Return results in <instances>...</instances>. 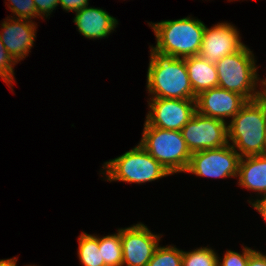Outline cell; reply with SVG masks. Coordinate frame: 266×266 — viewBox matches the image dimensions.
Here are the masks:
<instances>
[{
    "mask_svg": "<svg viewBox=\"0 0 266 266\" xmlns=\"http://www.w3.org/2000/svg\"><path fill=\"white\" fill-rule=\"evenodd\" d=\"M146 84L150 98L196 100L197 97L184 58L160 53L152 47Z\"/></svg>",
    "mask_w": 266,
    "mask_h": 266,
    "instance_id": "cell-1",
    "label": "cell"
},
{
    "mask_svg": "<svg viewBox=\"0 0 266 266\" xmlns=\"http://www.w3.org/2000/svg\"><path fill=\"white\" fill-rule=\"evenodd\" d=\"M230 121L228 141L241 158L265 154L266 103L261 97L247 101Z\"/></svg>",
    "mask_w": 266,
    "mask_h": 266,
    "instance_id": "cell-2",
    "label": "cell"
},
{
    "mask_svg": "<svg viewBox=\"0 0 266 266\" xmlns=\"http://www.w3.org/2000/svg\"><path fill=\"white\" fill-rule=\"evenodd\" d=\"M148 24L153 29L157 41L155 47L152 45L154 50L177 58L199 54L206 27L201 20L189 16Z\"/></svg>",
    "mask_w": 266,
    "mask_h": 266,
    "instance_id": "cell-3",
    "label": "cell"
},
{
    "mask_svg": "<svg viewBox=\"0 0 266 266\" xmlns=\"http://www.w3.org/2000/svg\"><path fill=\"white\" fill-rule=\"evenodd\" d=\"M244 45L239 51L218 60L215 65L218 74V87L236 92L247 101L261 97L257 90L259 77L254 54Z\"/></svg>",
    "mask_w": 266,
    "mask_h": 266,
    "instance_id": "cell-4",
    "label": "cell"
},
{
    "mask_svg": "<svg viewBox=\"0 0 266 266\" xmlns=\"http://www.w3.org/2000/svg\"><path fill=\"white\" fill-rule=\"evenodd\" d=\"M139 144L171 175L185 172L191 152L181 131L151 127L146 121Z\"/></svg>",
    "mask_w": 266,
    "mask_h": 266,
    "instance_id": "cell-5",
    "label": "cell"
},
{
    "mask_svg": "<svg viewBox=\"0 0 266 266\" xmlns=\"http://www.w3.org/2000/svg\"><path fill=\"white\" fill-rule=\"evenodd\" d=\"M102 168L105 170L102 174L110 182L122 181L141 184L171 175L139 143L123 155L106 161Z\"/></svg>",
    "mask_w": 266,
    "mask_h": 266,
    "instance_id": "cell-6",
    "label": "cell"
},
{
    "mask_svg": "<svg viewBox=\"0 0 266 266\" xmlns=\"http://www.w3.org/2000/svg\"><path fill=\"white\" fill-rule=\"evenodd\" d=\"M240 155L227 144L216 149H206L191 154L185 172L200 177L226 178L238 176Z\"/></svg>",
    "mask_w": 266,
    "mask_h": 266,
    "instance_id": "cell-7",
    "label": "cell"
},
{
    "mask_svg": "<svg viewBox=\"0 0 266 266\" xmlns=\"http://www.w3.org/2000/svg\"><path fill=\"white\" fill-rule=\"evenodd\" d=\"M181 133L191 154L230 143L227 122L201 115L197 111L181 129Z\"/></svg>",
    "mask_w": 266,
    "mask_h": 266,
    "instance_id": "cell-8",
    "label": "cell"
},
{
    "mask_svg": "<svg viewBox=\"0 0 266 266\" xmlns=\"http://www.w3.org/2000/svg\"><path fill=\"white\" fill-rule=\"evenodd\" d=\"M147 102L146 122L151 127L181 131L196 112V100L150 98Z\"/></svg>",
    "mask_w": 266,
    "mask_h": 266,
    "instance_id": "cell-9",
    "label": "cell"
},
{
    "mask_svg": "<svg viewBox=\"0 0 266 266\" xmlns=\"http://www.w3.org/2000/svg\"><path fill=\"white\" fill-rule=\"evenodd\" d=\"M120 236L123 250L122 266H147L162 237L152 233L141 222L121 228Z\"/></svg>",
    "mask_w": 266,
    "mask_h": 266,
    "instance_id": "cell-10",
    "label": "cell"
},
{
    "mask_svg": "<svg viewBox=\"0 0 266 266\" xmlns=\"http://www.w3.org/2000/svg\"><path fill=\"white\" fill-rule=\"evenodd\" d=\"M244 46L239 31L230 23L205 27L199 56L216 63L221 58L239 51Z\"/></svg>",
    "mask_w": 266,
    "mask_h": 266,
    "instance_id": "cell-11",
    "label": "cell"
},
{
    "mask_svg": "<svg viewBox=\"0 0 266 266\" xmlns=\"http://www.w3.org/2000/svg\"><path fill=\"white\" fill-rule=\"evenodd\" d=\"M9 18V19H8ZM1 23L0 39L8 54L18 64L34 45L37 24L33 20L11 18Z\"/></svg>",
    "mask_w": 266,
    "mask_h": 266,
    "instance_id": "cell-12",
    "label": "cell"
},
{
    "mask_svg": "<svg viewBox=\"0 0 266 266\" xmlns=\"http://www.w3.org/2000/svg\"><path fill=\"white\" fill-rule=\"evenodd\" d=\"M246 102L247 100L236 92L215 87L197 95L196 111L226 122L224 118H233Z\"/></svg>",
    "mask_w": 266,
    "mask_h": 266,
    "instance_id": "cell-13",
    "label": "cell"
},
{
    "mask_svg": "<svg viewBox=\"0 0 266 266\" xmlns=\"http://www.w3.org/2000/svg\"><path fill=\"white\" fill-rule=\"evenodd\" d=\"M75 13L73 22L80 34L88 39L105 38L118 24L117 19L101 8L86 6Z\"/></svg>",
    "mask_w": 266,
    "mask_h": 266,
    "instance_id": "cell-14",
    "label": "cell"
},
{
    "mask_svg": "<svg viewBox=\"0 0 266 266\" xmlns=\"http://www.w3.org/2000/svg\"><path fill=\"white\" fill-rule=\"evenodd\" d=\"M237 177L239 186L266 195V154L242 157Z\"/></svg>",
    "mask_w": 266,
    "mask_h": 266,
    "instance_id": "cell-15",
    "label": "cell"
},
{
    "mask_svg": "<svg viewBox=\"0 0 266 266\" xmlns=\"http://www.w3.org/2000/svg\"><path fill=\"white\" fill-rule=\"evenodd\" d=\"M189 81L195 95L218 87L217 68L203 57L196 55L184 58Z\"/></svg>",
    "mask_w": 266,
    "mask_h": 266,
    "instance_id": "cell-16",
    "label": "cell"
},
{
    "mask_svg": "<svg viewBox=\"0 0 266 266\" xmlns=\"http://www.w3.org/2000/svg\"><path fill=\"white\" fill-rule=\"evenodd\" d=\"M78 257L82 266H105L101 250H99L98 236L82 232L78 237Z\"/></svg>",
    "mask_w": 266,
    "mask_h": 266,
    "instance_id": "cell-17",
    "label": "cell"
},
{
    "mask_svg": "<svg viewBox=\"0 0 266 266\" xmlns=\"http://www.w3.org/2000/svg\"><path fill=\"white\" fill-rule=\"evenodd\" d=\"M98 245L105 266H122L123 250L120 228L115 234L98 237Z\"/></svg>",
    "mask_w": 266,
    "mask_h": 266,
    "instance_id": "cell-18",
    "label": "cell"
},
{
    "mask_svg": "<svg viewBox=\"0 0 266 266\" xmlns=\"http://www.w3.org/2000/svg\"><path fill=\"white\" fill-rule=\"evenodd\" d=\"M218 255L208 247H199L192 251H183L182 266H218Z\"/></svg>",
    "mask_w": 266,
    "mask_h": 266,
    "instance_id": "cell-19",
    "label": "cell"
},
{
    "mask_svg": "<svg viewBox=\"0 0 266 266\" xmlns=\"http://www.w3.org/2000/svg\"><path fill=\"white\" fill-rule=\"evenodd\" d=\"M183 250L175 246H159L147 266H182Z\"/></svg>",
    "mask_w": 266,
    "mask_h": 266,
    "instance_id": "cell-20",
    "label": "cell"
},
{
    "mask_svg": "<svg viewBox=\"0 0 266 266\" xmlns=\"http://www.w3.org/2000/svg\"><path fill=\"white\" fill-rule=\"evenodd\" d=\"M7 1L9 2L7 6L11 10L12 14H14L13 16H11V18L13 17L17 19H27V20L39 18L37 15L34 0H7Z\"/></svg>",
    "mask_w": 266,
    "mask_h": 266,
    "instance_id": "cell-21",
    "label": "cell"
},
{
    "mask_svg": "<svg viewBox=\"0 0 266 266\" xmlns=\"http://www.w3.org/2000/svg\"><path fill=\"white\" fill-rule=\"evenodd\" d=\"M16 65L15 60L8 54L6 48L2 44L0 39V78L9 85L8 87H12V83L14 80V66Z\"/></svg>",
    "mask_w": 266,
    "mask_h": 266,
    "instance_id": "cell-22",
    "label": "cell"
},
{
    "mask_svg": "<svg viewBox=\"0 0 266 266\" xmlns=\"http://www.w3.org/2000/svg\"><path fill=\"white\" fill-rule=\"evenodd\" d=\"M243 252L238 253L232 250H227L221 262L218 261V266H247L249 256L255 251L252 248L243 247Z\"/></svg>",
    "mask_w": 266,
    "mask_h": 266,
    "instance_id": "cell-23",
    "label": "cell"
},
{
    "mask_svg": "<svg viewBox=\"0 0 266 266\" xmlns=\"http://www.w3.org/2000/svg\"><path fill=\"white\" fill-rule=\"evenodd\" d=\"M37 15L42 19L50 16L53 10L59 5V0H34Z\"/></svg>",
    "mask_w": 266,
    "mask_h": 266,
    "instance_id": "cell-24",
    "label": "cell"
},
{
    "mask_svg": "<svg viewBox=\"0 0 266 266\" xmlns=\"http://www.w3.org/2000/svg\"><path fill=\"white\" fill-rule=\"evenodd\" d=\"M89 0H59V5L63 8V10L69 11H78L82 8L89 5Z\"/></svg>",
    "mask_w": 266,
    "mask_h": 266,
    "instance_id": "cell-25",
    "label": "cell"
},
{
    "mask_svg": "<svg viewBox=\"0 0 266 266\" xmlns=\"http://www.w3.org/2000/svg\"><path fill=\"white\" fill-rule=\"evenodd\" d=\"M247 266H266V255L255 250L249 256Z\"/></svg>",
    "mask_w": 266,
    "mask_h": 266,
    "instance_id": "cell-26",
    "label": "cell"
},
{
    "mask_svg": "<svg viewBox=\"0 0 266 266\" xmlns=\"http://www.w3.org/2000/svg\"><path fill=\"white\" fill-rule=\"evenodd\" d=\"M261 197V199H256L254 202H248L261 214L262 218L266 222V195H263Z\"/></svg>",
    "mask_w": 266,
    "mask_h": 266,
    "instance_id": "cell-27",
    "label": "cell"
},
{
    "mask_svg": "<svg viewBox=\"0 0 266 266\" xmlns=\"http://www.w3.org/2000/svg\"><path fill=\"white\" fill-rule=\"evenodd\" d=\"M16 263H17V258L16 257H13V258L9 259V266H17ZM29 266H32V265H29ZM33 266H35V265H33Z\"/></svg>",
    "mask_w": 266,
    "mask_h": 266,
    "instance_id": "cell-28",
    "label": "cell"
},
{
    "mask_svg": "<svg viewBox=\"0 0 266 266\" xmlns=\"http://www.w3.org/2000/svg\"><path fill=\"white\" fill-rule=\"evenodd\" d=\"M260 82H261L260 85H262L261 86V88H262L261 91L262 90L266 91V78H264L263 80L260 79Z\"/></svg>",
    "mask_w": 266,
    "mask_h": 266,
    "instance_id": "cell-29",
    "label": "cell"
},
{
    "mask_svg": "<svg viewBox=\"0 0 266 266\" xmlns=\"http://www.w3.org/2000/svg\"><path fill=\"white\" fill-rule=\"evenodd\" d=\"M0 266H9V259H1Z\"/></svg>",
    "mask_w": 266,
    "mask_h": 266,
    "instance_id": "cell-30",
    "label": "cell"
},
{
    "mask_svg": "<svg viewBox=\"0 0 266 266\" xmlns=\"http://www.w3.org/2000/svg\"><path fill=\"white\" fill-rule=\"evenodd\" d=\"M261 98L265 101L266 103V91H262Z\"/></svg>",
    "mask_w": 266,
    "mask_h": 266,
    "instance_id": "cell-31",
    "label": "cell"
}]
</instances>
